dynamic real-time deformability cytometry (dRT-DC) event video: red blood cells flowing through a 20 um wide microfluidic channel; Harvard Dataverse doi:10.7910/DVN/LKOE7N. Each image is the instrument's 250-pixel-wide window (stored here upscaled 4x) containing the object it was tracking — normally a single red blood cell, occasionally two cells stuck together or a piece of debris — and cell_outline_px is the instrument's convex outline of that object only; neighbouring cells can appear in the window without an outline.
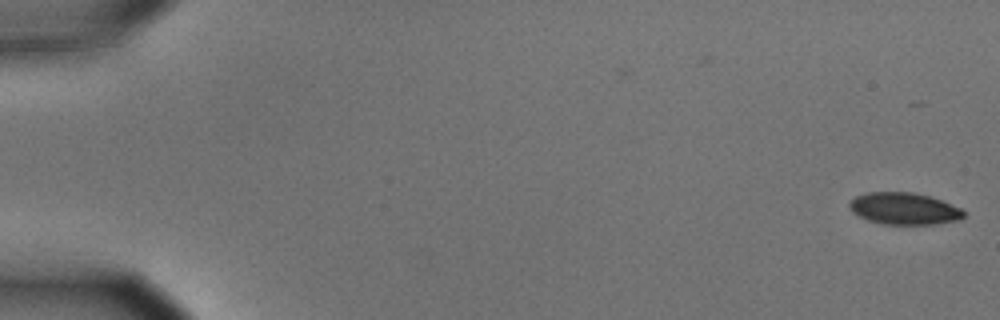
{"species": "common noctule bat (a hibernating species)", "species_latin": "Nyctalus noctula", "temperature_condition": "cold", "stored_images_in_passage": 2, "camera_frame_rate_fps": 3000, "um_per_image_px": 0.085, "animal": {"sex": "male", "body_mass_g": 15.6}, "frame": {"image": 1, "passage_image": 2, "time_ms": 0.333, "image_size_px": [1000, 320], "cell_outline_px": [[964, 216], [960, 220], [936, 224], [884, 224], [868, 220], [852, 212], [848, 208], [848, 204], [856, 196], [864, 192], [912, 192], [928, 196], [940, 200], [960, 208], [964, 212]], "centroid_in_image_um": [76.82, 17.73], "position_along_channel_um": 8.2, "area_um2": 21.15}}